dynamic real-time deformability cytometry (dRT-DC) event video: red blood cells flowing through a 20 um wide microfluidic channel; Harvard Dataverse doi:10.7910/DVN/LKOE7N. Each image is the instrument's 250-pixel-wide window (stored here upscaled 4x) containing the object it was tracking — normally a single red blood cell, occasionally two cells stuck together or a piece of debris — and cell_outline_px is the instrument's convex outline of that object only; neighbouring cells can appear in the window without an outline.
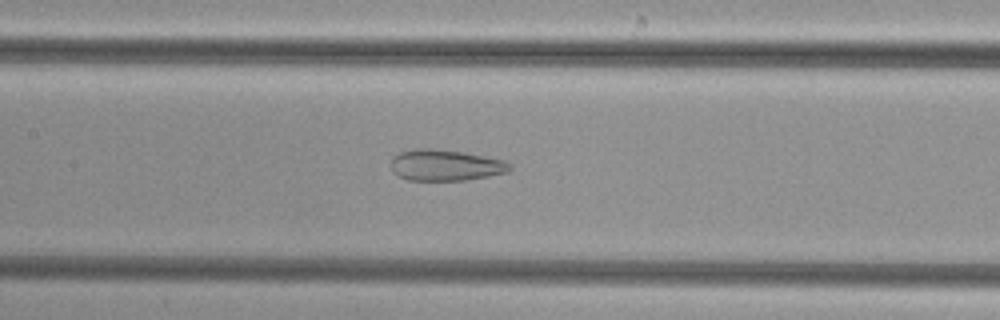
{"species": "common noctule bat (a hibernating species)", "species_latin": "Nyctalus noctula", "temperature_condition": "cold", "stored_images_in_passage": 41, "camera_frame_rate_fps": 3000, "um_per_image_px": 0.085, "animal": {"sex": "female", "body_mass_g": 29.2, "forearm_length_mm": 56.3}, "frame": {"image": 1, "passage_image": 15, "time_ms": 4.667, "image_size_px": [1000, 320], "cell_outline_px": [[512, 168], [508, 172], [468, 180], [408, 180], [392, 172], [392, 156], [400, 152], [416, 148], [432, 148], [460, 152], [504, 160], [512, 164]], "centroid_in_image_um": [37.86, 14.04], "position_along_channel_um": 169.5, "area_um2": 21.5}}
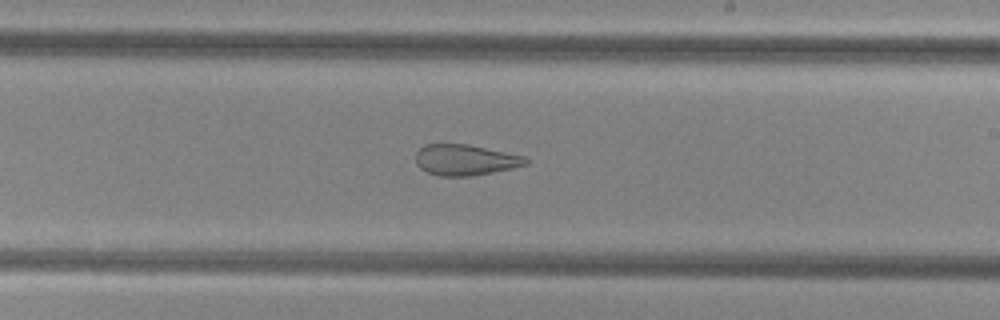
{"frame": {"image": 2, "passage_image": 21, "time_ms": 6.667, "image_size_px": [1000, 320], "cell_outline_px": [[528, 164], [512, 168], [472, 176], [440, 176], [428, 172], [420, 168], [416, 164], [416, 152], [424, 144], [468, 144], [524, 156], [528, 160]], "centroid_in_image_um": [39.52, 13.59], "position_along_channel_um": 249.5, "area_um2": 19.71}}
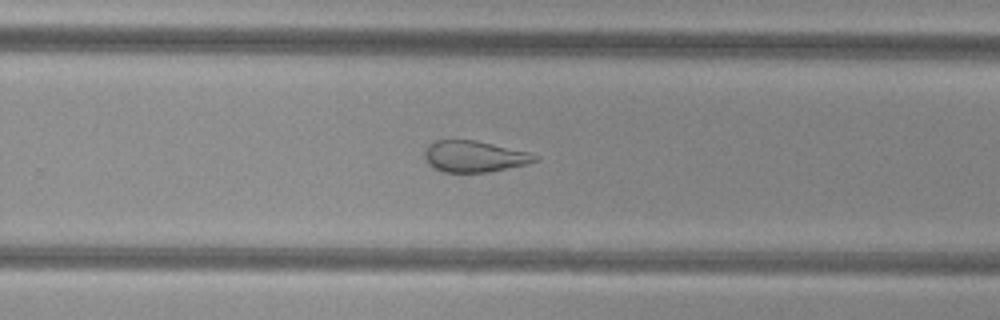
{"frame": {"image": 3, "passage_image": 24, "time_ms": 7.667, "image_size_px": [1000, 320], "cell_outline_px": [[540, 160], [528, 164], [488, 172], [444, 172], [428, 164], [424, 156], [424, 152], [428, 144], [436, 140], [476, 140], [528, 152], [540, 156]], "centroid_in_image_um": [40.34, 13.29], "position_along_channel_um": 289.5, "area_um2": 20.17}}